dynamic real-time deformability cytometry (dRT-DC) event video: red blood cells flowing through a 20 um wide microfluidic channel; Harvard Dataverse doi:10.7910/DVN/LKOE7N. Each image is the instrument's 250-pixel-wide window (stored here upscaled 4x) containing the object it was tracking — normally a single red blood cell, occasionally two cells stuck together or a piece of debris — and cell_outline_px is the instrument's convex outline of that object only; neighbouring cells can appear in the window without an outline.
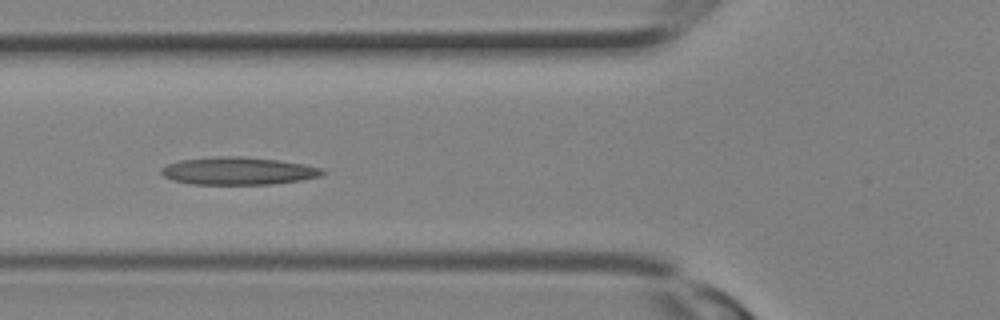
{"species": "Egyptian fruit bat (a non-hibernating species)", "species_latin": "Rousettus aegyptiacus", "temperature_condition": "room temperature", "stored_images_in_passage": 12, "camera_frame_rate_fps": 3000, "um_per_image_px": 0.085, "animal": {"sex": "female"}, "frame": {"image": 1, "passage_image": 9, "time_ms": 2.667, "image_size_px": [1000, 320], "cell_outline_px": [[324, 172], [320, 176], [300, 180], [268, 184], [192, 184], [172, 180], [164, 176], [160, 172], [160, 168], [168, 164], [180, 160], [220, 156], [236, 156], [280, 160], [304, 164], [320, 168]], "centroid_in_image_um": [20.2, 14.53], "position_along_channel_um": 105.6, "area_um2": 25.72}}
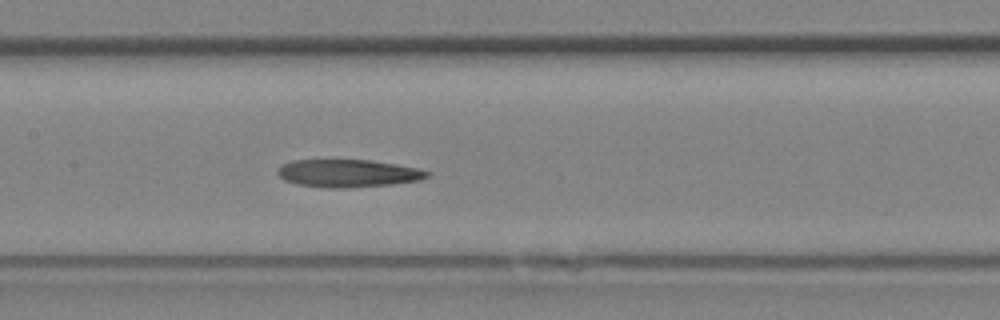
{"frame": {"image": 2, "passage_image": 12, "time_ms": 3.667, "image_size_px": [1000, 320], "cell_outline_px": [[432, 172], [428, 176], [420, 180], [392, 184], [348, 188], [324, 188], [296, 184], [284, 180], [276, 172], [280, 164], [292, 160], [372, 160], [396, 164], [416, 168]], "centroid_in_image_um": [29.55, 14.73], "position_along_channel_um": 177.9, "area_um2": 24.33}}